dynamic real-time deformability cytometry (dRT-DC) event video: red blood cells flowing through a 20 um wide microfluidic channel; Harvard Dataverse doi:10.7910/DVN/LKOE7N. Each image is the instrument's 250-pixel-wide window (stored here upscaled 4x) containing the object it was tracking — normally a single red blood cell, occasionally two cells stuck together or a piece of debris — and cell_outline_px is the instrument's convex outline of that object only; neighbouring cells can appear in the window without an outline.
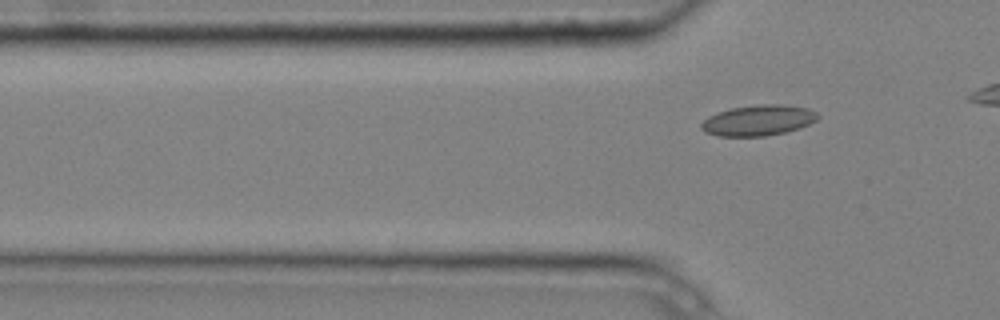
{"species": "common noctule bat (a hibernating species)", "species_latin": "Nyctalus noctula", "temperature_condition": "cold", "stored_images_in_passage": 6, "camera_frame_rate_fps": 3000, "um_per_image_px": 0.085, "animal": {"sex": "male", "body_mass_g": 20.4}, "frame": {"image": 1, "passage_image": 6, "time_ms": 1.667, "image_size_px": [1000, 320], "cell_outline_px": [[820, 116], [816, 120], [800, 128], [784, 132], [764, 136], [720, 136], [704, 132], [700, 128], [700, 124], [708, 116], [716, 112], [732, 108], [756, 104], [784, 104], [808, 108], [816, 112]], "centroid_in_image_um": [64.44, 10.22], "position_along_channel_um": 61.4, "area_um2": 20.92}}